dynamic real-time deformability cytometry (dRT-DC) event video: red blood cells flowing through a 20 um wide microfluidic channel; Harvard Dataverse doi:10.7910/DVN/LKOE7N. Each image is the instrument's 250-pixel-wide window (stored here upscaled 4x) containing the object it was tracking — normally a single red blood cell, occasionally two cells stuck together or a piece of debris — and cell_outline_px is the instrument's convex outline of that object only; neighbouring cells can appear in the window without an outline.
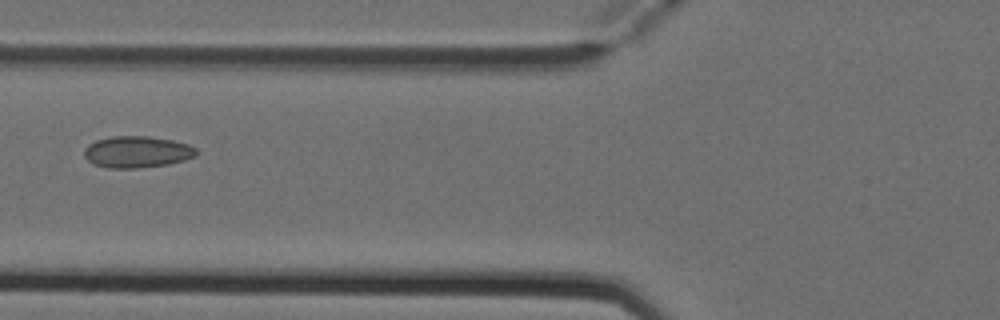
{"species": "Egyptian fruit bat (a non-hibernating species)", "species_latin": "Rousettus aegyptiacus", "temperature_condition": "cold", "stored_images_in_passage": 2, "camera_frame_rate_fps": 3000, "um_per_image_px": 0.085, "animal": {"sex": "female"}, "frame": {"image": 1, "passage_image": 2, "time_ms": 0.333, "image_size_px": [1000, 320], "cell_outline_px": [[196, 156], [184, 160], [168, 164], [136, 168], [108, 168], [92, 164], [84, 156], [84, 148], [88, 144], [96, 140], [112, 136], [148, 136], [172, 140], [188, 144], [196, 148]], "centroid_in_image_um": [11.62, 12.91], "position_along_channel_um": 114.2, "area_um2": 20.69}}